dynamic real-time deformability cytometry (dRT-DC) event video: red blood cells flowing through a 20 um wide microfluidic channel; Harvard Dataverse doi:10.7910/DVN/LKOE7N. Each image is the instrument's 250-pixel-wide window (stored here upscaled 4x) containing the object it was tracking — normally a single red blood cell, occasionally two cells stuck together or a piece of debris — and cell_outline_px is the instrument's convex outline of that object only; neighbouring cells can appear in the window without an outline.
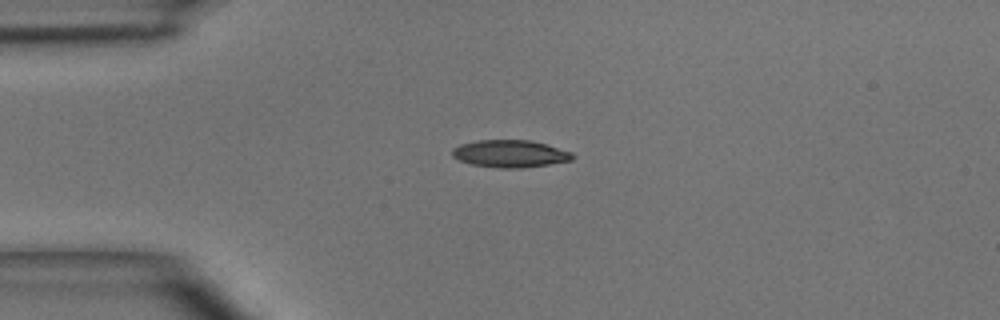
{"species": "common noctule bat (a hibernating species)", "species_latin": "Nyctalus noctula", "temperature_condition": "room temperature", "stored_images_in_passage": 6, "camera_frame_rate_fps": 3000, "um_per_image_px": 0.085, "animal": {"sex": "male", "body_mass_g": 15.6}, "frame": {"image": 1, "passage_image": 1, "time_ms": 0.0, "image_size_px": [1000, 320], "cell_outline_px": [[576, 156], [572, 160], [524, 168], [496, 168], [472, 164], [460, 160], [452, 156], [452, 148], [460, 144], [476, 140], [532, 140], [572, 152]], "centroid_in_image_um": [43.36, 13.06], "position_along_channel_um": 41.6, "area_um2": 19.25}}